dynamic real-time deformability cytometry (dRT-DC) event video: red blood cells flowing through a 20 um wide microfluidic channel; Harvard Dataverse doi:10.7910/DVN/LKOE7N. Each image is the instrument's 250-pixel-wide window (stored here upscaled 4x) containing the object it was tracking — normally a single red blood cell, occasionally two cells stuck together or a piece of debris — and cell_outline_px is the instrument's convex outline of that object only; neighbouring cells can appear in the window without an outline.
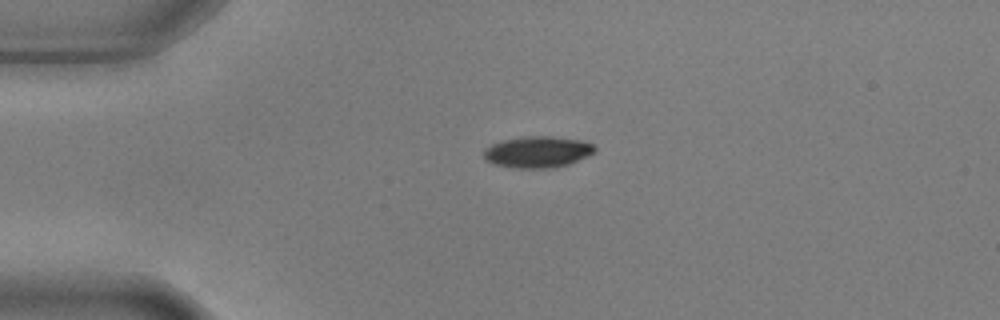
{"species": "common noctule bat (a hibernating species)", "species_latin": "Nyctalus noctula", "temperature_condition": "warm", "stored_images_in_passage": 3, "camera_frame_rate_fps": 3000, "um_per_image_px": 0.085, "animal": {"sex": "male", "body_mass_g": 17.9, "forearm_length_mm": 54.2}, "frame": {"image": 1, "passage_image": 1, "time_ms": 0.0, "image_size_px": [1000, 320], "cell_outline_px": [[596, 152], [588, 156], [568, 164], [556, 168], [512, 168], [492, 164], [484, 160], [484, 148], [492, 144], [504, 140], [524, 136], [552, 136], [580, 140], [592, 144], [596, 148]], "centroid_in_image_um": [45.68, 12.92], "position_along_channel_um": 39.3, "area_um2": 20.52}}
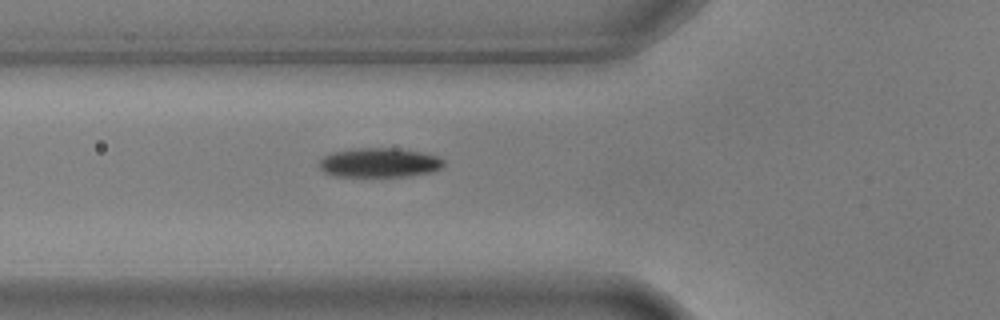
{"frame": {"image": 2, "passage_image": 3, "time_ms": 0.667, "image_size_px": [1000, 320], "cell_outline_px": [[444, 168], [432, 172], [412, 176], [332, 176], [324, 172], [316, 164], [324, 156], [332, 152], [356, 148], [396, 148], [420, 152], [436, 156], [444, 160]], "centroid_in_image_um": [32.24, 13.83], "position_along_channel_um": 93.6, "area_um2": 21.5}}